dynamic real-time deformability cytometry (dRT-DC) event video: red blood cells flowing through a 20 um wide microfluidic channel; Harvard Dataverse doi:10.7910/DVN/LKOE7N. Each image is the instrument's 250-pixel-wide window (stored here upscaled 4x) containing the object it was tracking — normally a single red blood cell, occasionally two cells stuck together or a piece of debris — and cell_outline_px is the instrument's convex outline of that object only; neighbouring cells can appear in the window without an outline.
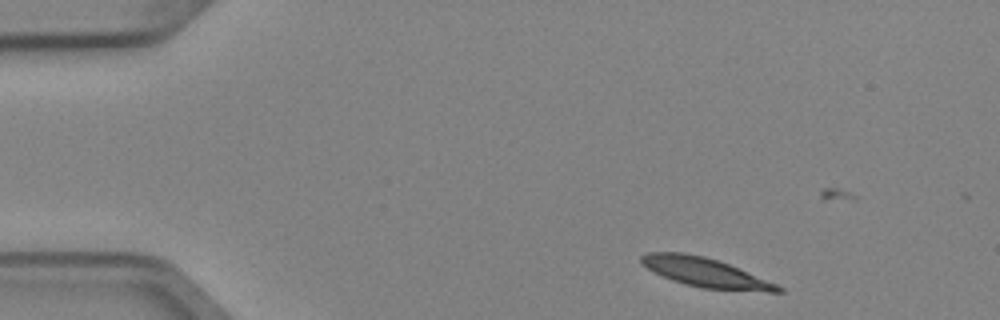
{"species": "Egyptian fruit bat (a non-hibernating species)", "species_latin": "Rousettus aegyptiacus", "temperature_condition": "cold", "stored_images_in_passage": 4, "camera_frame_rate_fps": 3000, "um_per_image_px": 0.085, "animal": {"sex": "female"}, "frame": {"image": 1, "passage_image": 1, "time_ms": 0.0, "image_size_px": [1000, 320], "cell_outline_px": [[784, 292], [768, 292], [700, 288], [684, 284], [672, 280], [640, 264], [640, 256], [648, 252], [684, 252], [704, 256], [728, 264], [776, 284], [784, 288]], "centroid_in_image_um": [59.93, 23.16], "position_along_channel_um": 25.1, "area_um2": 23.06}}